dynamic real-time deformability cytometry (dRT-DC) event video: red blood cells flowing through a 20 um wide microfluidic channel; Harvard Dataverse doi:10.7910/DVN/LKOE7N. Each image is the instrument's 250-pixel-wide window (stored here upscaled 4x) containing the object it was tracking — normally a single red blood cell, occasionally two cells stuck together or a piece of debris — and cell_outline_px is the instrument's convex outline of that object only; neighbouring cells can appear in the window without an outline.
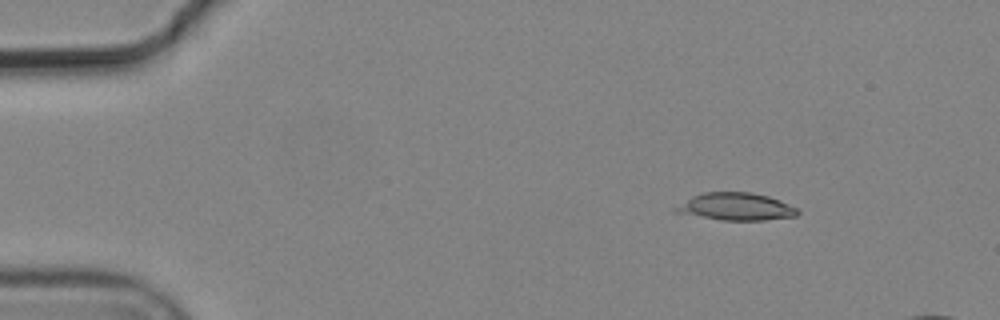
{"species": "common noctule bat (a hibernating species)", "species_latin": "Nyctalus noctula", "temperature_condition": "cold", "stored_images_in_passage": 4, "camera_frame_rate_fps": 3000, "um_per_image_px": 0.085, "animal": {"sex": "male", "body_mass_g": 19.2, "forearm_length_mm": 51.8}, "frame": {"image": 1, "passage_image": 1, "time_ms": 0.0, "image_size_px": [1000, 320], "cell_outline_px": [[800, 212], [796, 216], [764, 220], [720, 220], [672, 212], [672, 208], [692, 196], [704, 192], [752, 192], [768, 196], [780, 200], [796, 208]], "centroid_in_image_um": [62.51, 17.57], "position_along_channel_um": 22.5, "area_um2": 19.59}}